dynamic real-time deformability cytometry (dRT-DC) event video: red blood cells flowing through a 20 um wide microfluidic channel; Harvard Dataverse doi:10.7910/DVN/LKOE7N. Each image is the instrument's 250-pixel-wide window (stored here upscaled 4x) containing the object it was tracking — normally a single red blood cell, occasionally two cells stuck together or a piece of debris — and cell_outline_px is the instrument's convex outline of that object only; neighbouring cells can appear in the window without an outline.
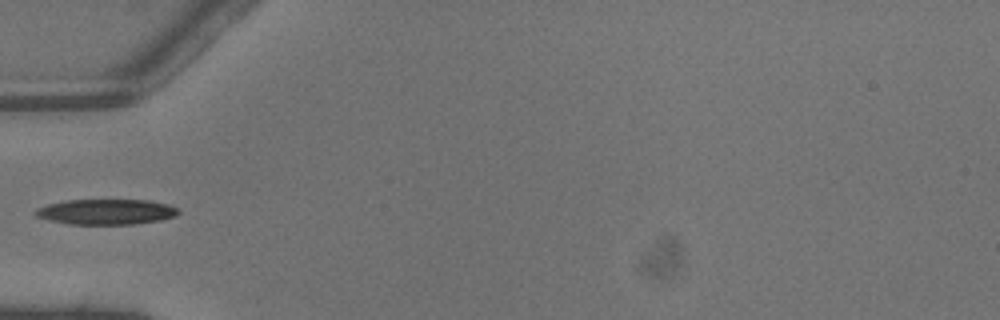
{"species": "common noctule bat (a hibernating species)", "species_latin": "Nyctalus noctula", "temperature_condition": "warm", "stored_images_in_passage": 5, "camera_frame_rate_fps": 3000, "um_per_image_px": 0.085, "animal": {"sex": "male", "body_mass_g": 13.3}, "frame": {"image": 1, "passage_image": 5, "time_ms": 1.333, "image_size_px": [1000, 320], "cell_outline_px": [[180, 212], [176, 216], [160, 220], [132, 224], [68, 224], [36, 216], [32, 212], [36, 208], [48, 204], [64, 200], [148, 200], [168, 204], [176, 208]], "centroid_in_image_um": [9.01, 18.0], "position_along_channel_um": 76.0, "area_um2": 21.1}}